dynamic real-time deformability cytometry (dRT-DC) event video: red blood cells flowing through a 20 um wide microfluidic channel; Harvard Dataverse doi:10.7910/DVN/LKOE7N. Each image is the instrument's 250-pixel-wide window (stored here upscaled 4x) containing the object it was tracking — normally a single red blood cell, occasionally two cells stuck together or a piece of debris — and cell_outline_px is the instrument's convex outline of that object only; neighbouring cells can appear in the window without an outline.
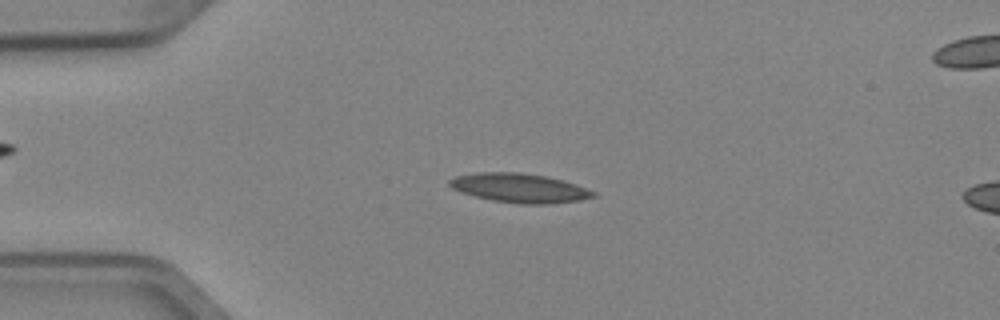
{"species": "Egyptian fruit bat (a non-hibernating species)", "species_latin": "Rousettus aegyptiacus", "temperature_condition": "cold", "stored_images_in_passage": 16, "camera_frame_rate_fps": 3000, "um_per_image_px": 0.085, "animal": {"sex": "female"}, "frame": {"image": 1, "passage_image": 12, "time_ms": 3.667, "image_size_px": [1000, 320], "cell_outline_px": [[596, 196], [580, 200], [548, 204], [520, 204], [492, 200], [460, 192], [452, 188], [448, 184], [448, 180], [456, 176], [476, 172], [520, 172], [548, 176], [564, 180], [576, 184], [596, 192]], "centroid_in_image_um": [44.16, 15.97], "position_along_channel_um": 40.8, "area_um2": 24.57}}